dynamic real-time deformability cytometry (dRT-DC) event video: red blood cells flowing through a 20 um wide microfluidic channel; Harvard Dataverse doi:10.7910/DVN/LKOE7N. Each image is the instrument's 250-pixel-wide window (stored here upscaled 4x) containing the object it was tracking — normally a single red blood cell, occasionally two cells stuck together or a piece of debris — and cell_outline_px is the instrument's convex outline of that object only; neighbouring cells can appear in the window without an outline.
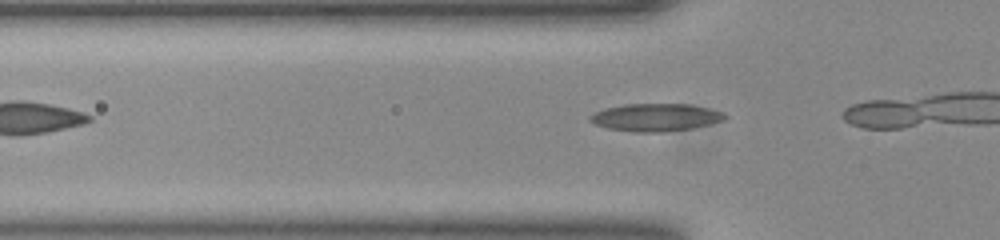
{"species": "common noctule bat (a hibernating species)", "species_latin": "Nyctalus noctula", "temperature_condition": "room temperature", "stored_images_in_passage": 4, "camera_frame_rate_fps": 3000, "um_per_image_px": 0.085, "animal": {"sex": "female", "body_mass_g": 23.0, "forearm_length_mm": 53.4}, "frame": {"image": 1, "passage_image": 2, "time_ms": 0.333, "image_size_px": [1000, 240], "cell_outline_px": [[728, 116], [724, 120], [692, 128], [660, 132], [636, 132], [608, 128], [596, 124], [588, 120], [588, 116], [604, 108], [624, 104], [688, 104], [708, 108], [724, 112]], "centroid_in_image_um": [55.72, 9.97], "position_along_channel_um": 70.1, "area_um2": 21.62}}